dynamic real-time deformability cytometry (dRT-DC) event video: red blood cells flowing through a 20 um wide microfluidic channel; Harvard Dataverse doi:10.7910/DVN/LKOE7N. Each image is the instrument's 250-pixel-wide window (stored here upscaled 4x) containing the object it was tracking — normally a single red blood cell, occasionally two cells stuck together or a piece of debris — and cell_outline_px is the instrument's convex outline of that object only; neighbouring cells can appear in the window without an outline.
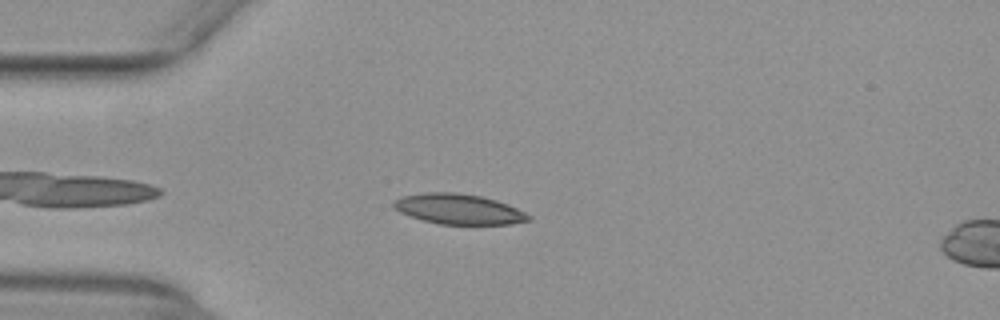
{"species": "common noctule bat (a hibernating species)", "species_latin": "Nyctalus noctula", "temperature_condition": "warm", "stored_images_in_passage": 40, "camera_frame_rate_fps": 3000, "um_per_image_px": 0.085, "animal": {"sex": "female", "body_mass_g": 29.2, "forearm_length_mm": 56.3}, "frame": {"image": 1, "passage_image": 5, "time_ms": 1.333, "image_size_px": [1000, 320], "cell_outline_px": [[532, 220], [512, 224], [440, 224], [424, 220], [400, 212], [392, 204], [392, 200], [400, 196], [428, 192], [456, 192], [480, 196], [496, 200], [508, 204], [532, 216]], "centroid_in_image_um": [39.0, 17.76], "position_along_channel_um": 46.0, "area_um2": 23.76}}
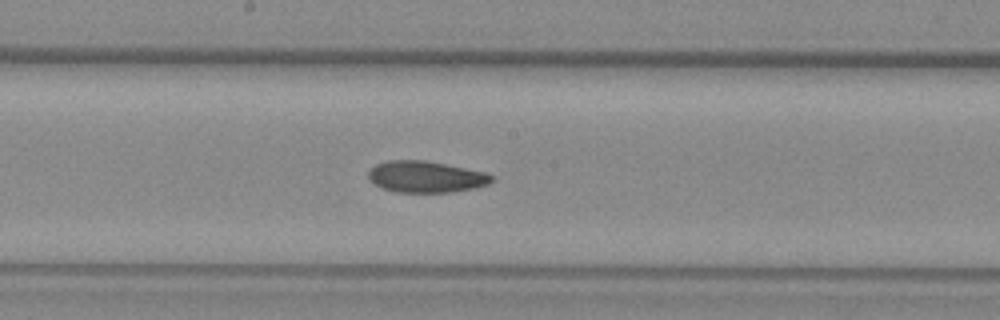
{"frame": {"image": 2, "passage_image": 19, "time_ms": 6.0, "image_size_px": [1000, 320], "cell_outline_px": [[492, 180], [488, 184], [476, 188], [452, 192], [396, 192], [380, 188], [368, 180], [368, 172], [376, 164], [388, 160], [424, 160], [484, 172], [492, 176]], "centroid_in_image_um": [36.14, 15.04], "position_along_channel_um": 212.1, "area_um2": 22.54}}
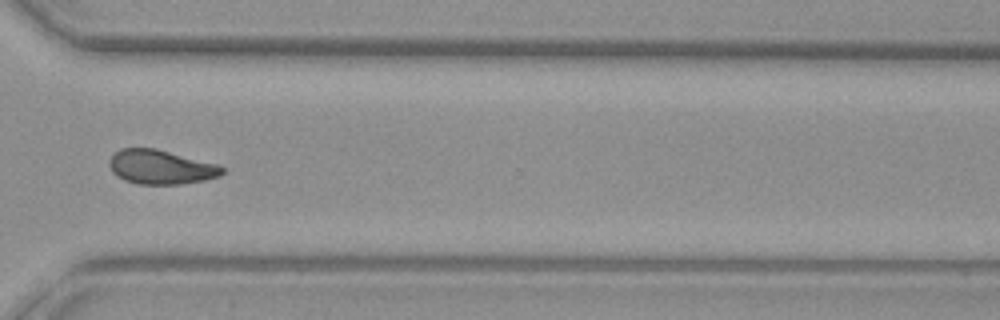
{"frame": {"image": 3, "passage_image": 30, "time_ms": 9.667, "image_size_px": [1000, 320], "cell_outline_px": [[224, 172], [220, 176], [204, 180], [180, 184], [136, 184], [124, 180], [116, 176], [112, 172], [108, 164], [108, 160], [120, 148], [156, 148], [220, 164], [224, 168]], "centroid_in_image_um": [13.67, 14.19], "position_along_channel_um": 356.9, "area_um2": 22.83}, "authors_computed_cell_mechanics": {"area_um2": 23.2067, "velocity_mm_per_s": 3.9546, "shape_relaxation_time_tau1_ms": null, "shape_relaxation_time_tau2_ms": 4.784, "deformation_change_tau1": null, "deformation_change_tau2": 0.1144}}